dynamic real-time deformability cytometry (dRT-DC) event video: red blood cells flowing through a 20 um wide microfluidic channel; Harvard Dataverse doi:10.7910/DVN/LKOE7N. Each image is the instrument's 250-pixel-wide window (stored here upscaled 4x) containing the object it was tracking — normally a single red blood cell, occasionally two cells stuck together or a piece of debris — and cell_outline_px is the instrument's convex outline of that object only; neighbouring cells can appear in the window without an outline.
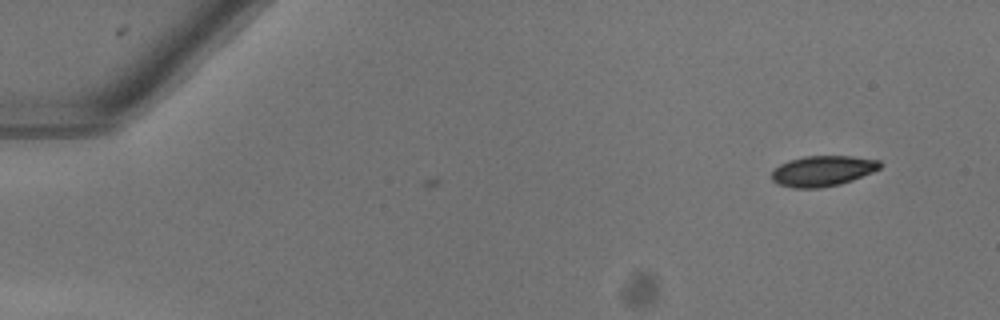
{"species": "common noctule bat (a hibernating species)", "species_latin": "Nyctalus noctula", "temperature_condition": "warm", "stored_images_in_passage": 3, "camera_frame_rate_fps": 3000, "um_per_image_px": 0.085, "animal": {"sex": "female"}, "frame": {"image": 1, "passage_image": 1, "time_ms": 0.0, "image_size_px": [1000, 320], "cell_outline_px": [[880, 168], [872, 172], [852, 180], [840, 184], [820, 188], [792, 188], [776, 184], [772, 180], [772, 172], [780, 164], [788, 160], [804, 156], [852, 156], [880, 160]], "centroid_in_image_um": [69.9, 14.53], "position_along_channel_um": 15.1, "area_um2": 19.31}}